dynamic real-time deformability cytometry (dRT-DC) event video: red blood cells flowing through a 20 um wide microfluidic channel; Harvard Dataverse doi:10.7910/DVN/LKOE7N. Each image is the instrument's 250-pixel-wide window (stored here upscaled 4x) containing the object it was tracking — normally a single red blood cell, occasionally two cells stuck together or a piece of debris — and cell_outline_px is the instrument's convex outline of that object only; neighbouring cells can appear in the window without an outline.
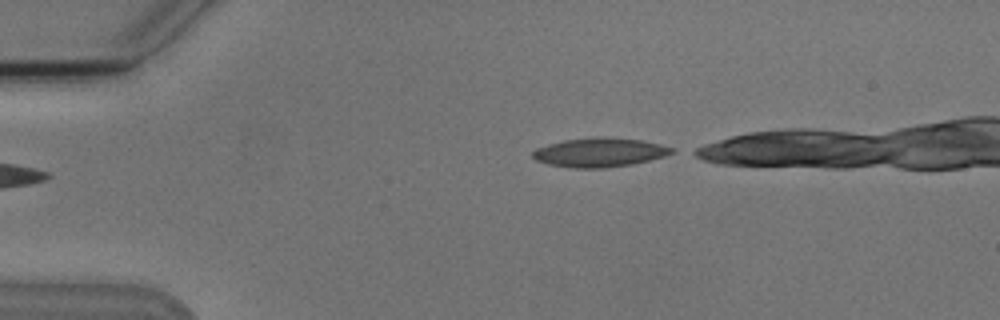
{"species": "Egyptian fruit bat (a non-hibernating species)", "species_latin": "Rousettus aegyptiacus", "temperature_condition": "cold", "stored_images_in_passage": 3, "segment_of_instrument_passage": [2, 2], "camera_frame_rate_fps": 3000, "um_per_image_px": 0.085, "animal": {"sex": "male"}, "frame": {"image": 1, "passage_image": 3, "time_ms": 2.333, "image_size_px": [1000, 320], "cell_outline_px": [[676, 152], [664, 156], [632, 164], [604, 168], [572, 168], [548, 164], [536, 160], [532, 156], [532, 152], [536, 148], [548, 144], [564, 140], [592, 136], [600, 136], [640, 140], [660, 144], [676, 148]], "centroid_in_image_um": [50.96, 12.94], "position_along_channel_um": 34.0, "area_um2": 23.7}}